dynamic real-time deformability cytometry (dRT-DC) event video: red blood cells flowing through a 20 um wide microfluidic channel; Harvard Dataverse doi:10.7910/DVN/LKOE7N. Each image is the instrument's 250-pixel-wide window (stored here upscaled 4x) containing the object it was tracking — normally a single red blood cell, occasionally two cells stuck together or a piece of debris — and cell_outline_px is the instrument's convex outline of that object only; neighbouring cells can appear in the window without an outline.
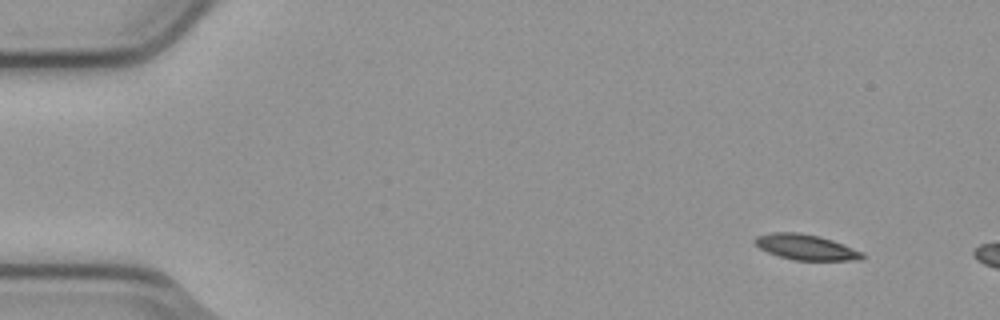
{"species": "common noctule bat (a hibernating species)", "species_latin": "Nyctalus noctula", "temperature_condition": "cold", "stored_images_in_passage": 4, "segment_of_instrument_passage": [2, 2], "camera_frame_rate_fps": 3000, "um_per_image_px": 0.085, "animal": {"sex": "male", "body_mass_g": 23.1, "forearm_length_mm": 52.7}, "frame": {"image": 1, "passage_image": 4, "time_ms": 1.0, "image_size_px": [1000, 320], "cell_outline_px": [[864, 256], [860, 260], [792, 260], [768, 252], [760, 248], [752, 240], [756, 236], [772, 232], [796, 232], [820, 236], [832, 240], [864, 252]], "centroid_in_image_um": [68.49, 21.0], "position_along_channel_um": 16.5, "area_um2": 15.9}}